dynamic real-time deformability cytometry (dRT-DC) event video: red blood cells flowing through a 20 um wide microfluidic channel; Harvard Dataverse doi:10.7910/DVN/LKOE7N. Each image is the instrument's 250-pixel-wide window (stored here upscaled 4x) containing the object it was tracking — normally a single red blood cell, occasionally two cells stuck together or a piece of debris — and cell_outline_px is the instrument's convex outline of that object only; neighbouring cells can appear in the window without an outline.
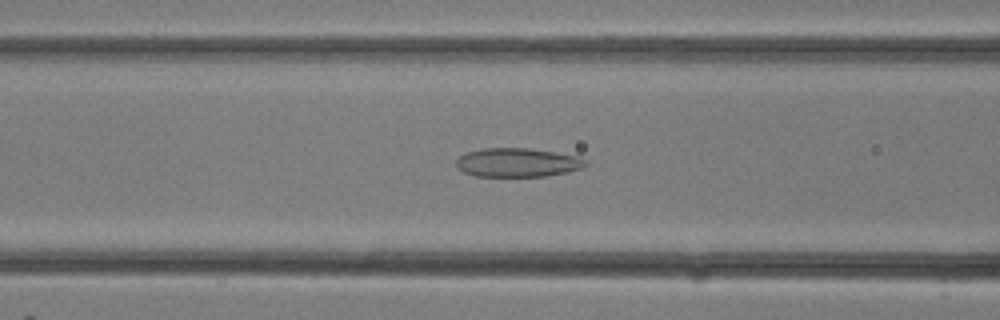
{"species": "common noctule bat (a hibernating species)", "species_latin": "Nyctalus noctula", "temperature_condition": "room temperature", "stored_images_in_passage": 32, "camera_frame_rate_fps": 3000, "um_per_image_px": 0.085, "animal": {"sex": "female"}, "frame": {"image": 1, "passage_image": 13, "time_ms": 4.0, "image_size_px": [1000, 320], "cell_outline_px": [[588, 164], [584, 168], [568, 172], [544, 176], [476, 176], [464, 172], [456, 164], [456, 160], [460, 156], [468, 152], [484, 148], [528, 148], [556, 152], [580, 156], [588, 160]], "centroid_in_image_um": [44.07, 13.81], "position_along_channel_um": 122.5, "area_um2": 21.85}}
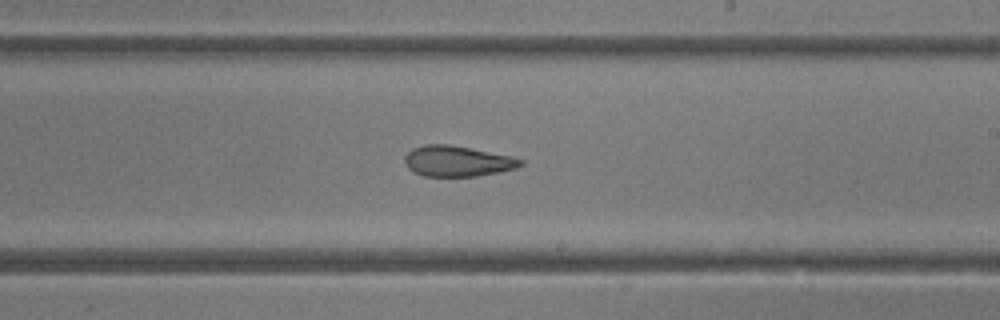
{"frame": {"image": 2, "passage_image": 19, "time_ms": 6.0, "image_size_px": [1000, 320], "cell_outline_px": [[524, 164], [516, 168], [500, 172], [476, 176], [424, 176], [412, 172], [408, 168], [404, 160], [404, 156], [412, 148], [424, 144], [448, 144], [512, 156], [524, 160]], "centroid_in_image_um": [38.86, 13.7], "position_along_channel_um": 250.1, "area_um2": 20.81}}
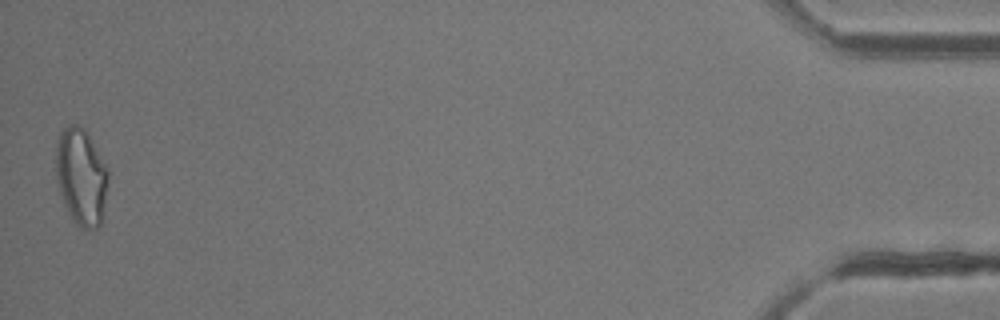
{"frame": {"image": 3, "passage_image": 32, "time_ms": 10.333, "image_size_px": [1000, 320], "cell_outline_px": [[108, 180], [104, 220], [96, 228], [80, 228], [72, 220], [64, 204], [60, 192], [56, 176], [56, 148], [60, 132], [64, 128], [72, 124], [76, 124], [84, 128], [104, 164], [108, 172]], "centroid_in_image_um": [6.91, 15.07], "position_along_channel_um": 428.3, "area_um2": 29.42}}